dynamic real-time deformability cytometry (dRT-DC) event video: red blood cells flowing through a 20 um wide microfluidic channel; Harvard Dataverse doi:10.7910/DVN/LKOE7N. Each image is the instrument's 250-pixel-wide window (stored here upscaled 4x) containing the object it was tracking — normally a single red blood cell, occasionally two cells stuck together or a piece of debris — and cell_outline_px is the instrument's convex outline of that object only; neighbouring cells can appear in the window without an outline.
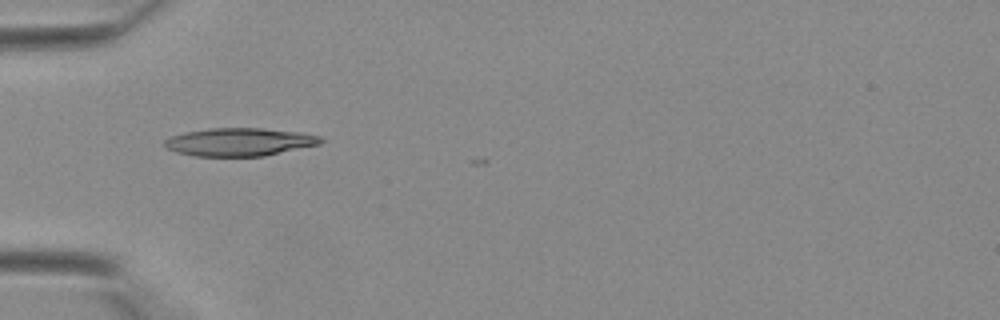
{"species": "Egyptian fruit bat (a non-hibernating species)", "species_latin": "Rousettus aegyptiacus", "temperature_condition": "warm", "stored_images_in_passage": 9, "camera_frame_rate_fps": 3000, "um_per_image_px": 0.085, "animal": {"sex": "female"}, "frame": {"image": 1, "passage_image": 1, "time_ms": 0.0, "image_size_px": [1000, 320], "cell_outline_px": [[324, 140], [320, 144], [264, 156], [196, 156], [176, 152], [164, 148], [164, 140], [172, 136], [184, 132], [208, 128], [264, 128], [300, 132], [320, 136]], "centroid_in_image_um": [20.34, 12.06], "position_along_channel_um": 64.7, "area_um2": 25.61}}
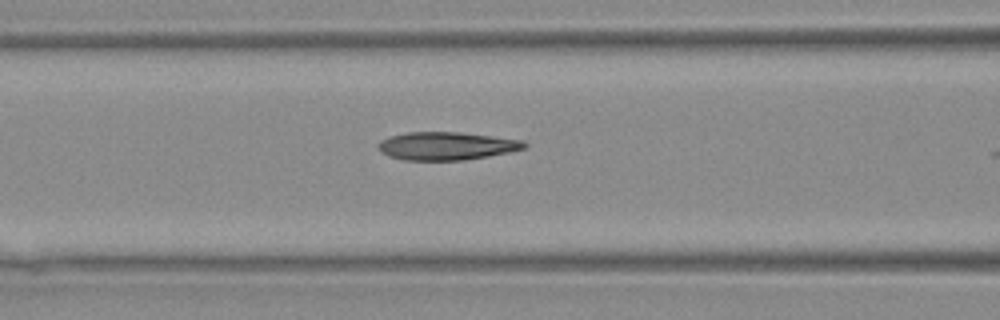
{"frame": {"image": 2, "passage_image": 5, "time_ms": 1.333, "image_size_px": [1000, 320], "cell_outline_px": [[528, 144], [524, 148], [508, 152], [488, 156], [464, 160], [404, 160], [388, 156], [380, 152], [376, 148], [376, 144], [380, 140], [392, 136], [408, 132], [460, 132], [524, 140]], "centroid_in_image_um": [37.91, 12.4], "position_along_channel_um": 128.7, "area_um2": 23.93}}
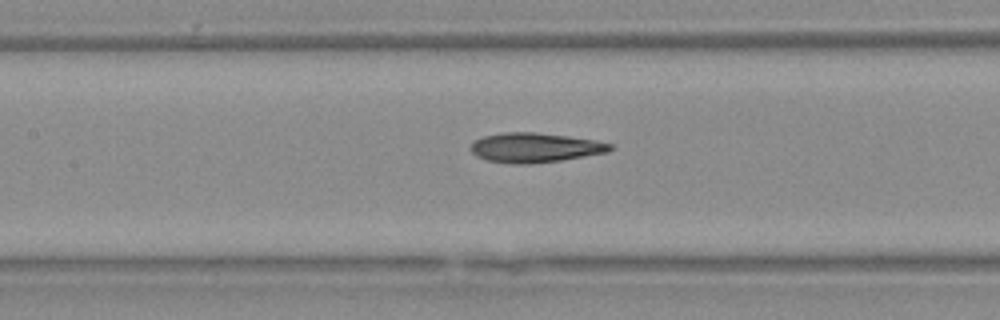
{"frame": {"image": 3, "passage_image": 7, "time_ms": 2.0, "image_size_px": [1000, 320], "cell_outline_px": [[612, 148], [608, 152], [560, 160], [528, 164], [512, 164], [488, 160], [476, 156], [472, 152], [472, 144], [476, 140], [484, 136], [504, 132], [536, 132], [568, 136], [596, 140], [612, 144]], "centroid_in_image_um": [45.48, 12.54], "position_along_channel_um": 161.9, "area_um2": 23.81}}